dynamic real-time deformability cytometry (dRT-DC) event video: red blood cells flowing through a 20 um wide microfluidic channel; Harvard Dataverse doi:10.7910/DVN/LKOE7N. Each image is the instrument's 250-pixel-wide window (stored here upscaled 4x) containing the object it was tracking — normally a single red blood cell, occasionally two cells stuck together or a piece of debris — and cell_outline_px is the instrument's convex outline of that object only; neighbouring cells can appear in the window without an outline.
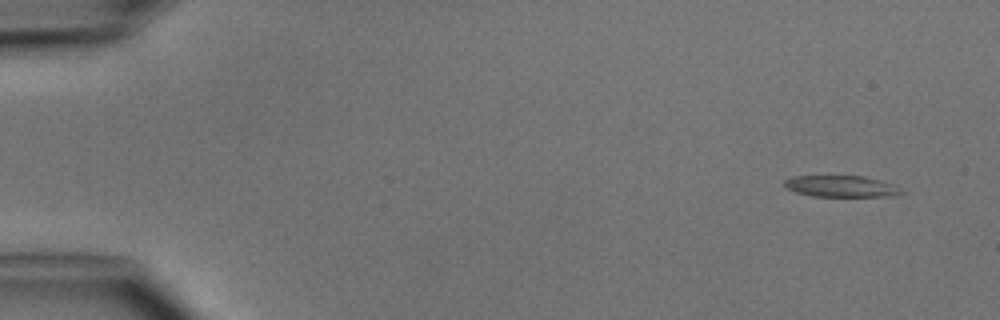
{"species": "common noctule bat (a hibernating species)", "species_latin": "Nyctalus noctula", "temperature_condition": "cold", "stored_images_in_passage": 5, "segment_of_instrument_passage": [2, 2], "camera_frame_rate_fps": 3000, "um_per_image_px": 0.085, "animal": {"sex": "male", "body_mass_g": 15.6}, "frame": {"image": 1, "passage_image": 5, "time_ms": 5.667, "image_size_px": [1000, 320], "cell_outline_px": [[904, 192], [892, 196], [812, 196], [796, 192], [788, 188], [784, 184], [784, 180], [792, 176], [864, 176], [880, 180], [892, 184]], "centroid_in_image_um": [71.48, 15.83], "position_along_channel_um": 13.5, "area_um2": 14.39}}